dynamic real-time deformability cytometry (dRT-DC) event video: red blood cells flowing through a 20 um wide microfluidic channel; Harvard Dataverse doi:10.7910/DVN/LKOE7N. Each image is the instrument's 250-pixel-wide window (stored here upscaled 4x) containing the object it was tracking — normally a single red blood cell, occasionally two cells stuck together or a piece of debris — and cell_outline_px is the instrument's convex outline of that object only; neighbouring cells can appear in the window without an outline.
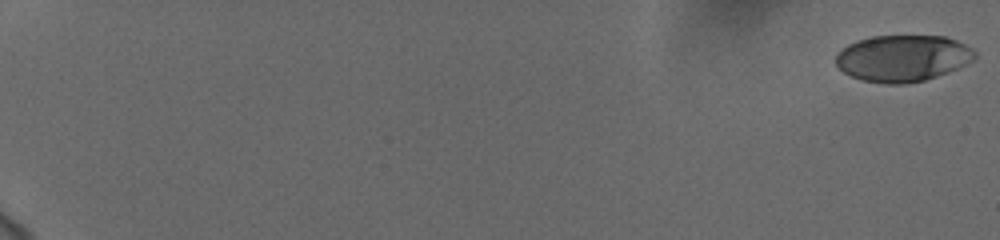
{"species": "human", "species_latin": "Homo sapiens", "temperature_condition": "cold", "stored_images_in_passage": 59, "camera_frame_rate_fps": 3000, "um_per_image_px": 0.085, "donor": {"sex": "female"}, "frame": {"image": 1, "passage_image": 1, "time_ms": 0.0, "image_size_px": [1000, 240], "cell_outline_px": [[976, 56], [972, 60], [948, 72], [924, 80], [904, 84], [888, 84], [860, 80], [844, 72], [836, 64], [836, 56], [848, 44], [856, 40], [872, 36], [944, 36], [956, 40], [972, 48], [976, 52]], "centroid_in_image_um": [76.72, 4.95], "position_along_channel_um": 8.3, "area_um2": 37.45}}
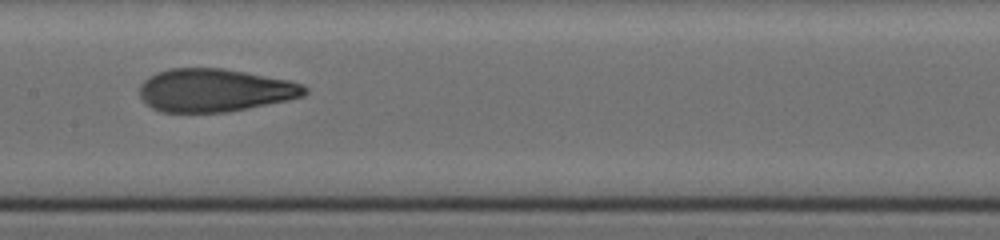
{"frame": {"image": 2, "passage_image": 34, "time_ms": 11.0, "image_size_px": [1000, 240], "cell_outline_px": [[308, 92], [304, 96], [288, 100], [228, 112], [160, 112], [152, 108], [140, 96], [140, 84], [148, 76], [156, 72], [168, 68], [224, 68], [288, 80], [304, 84], [308, 88]], "centroid_in_image_um": [18.26, 7.67], "position_along_channel_um": 189.1, "area_um2": 41.56}}
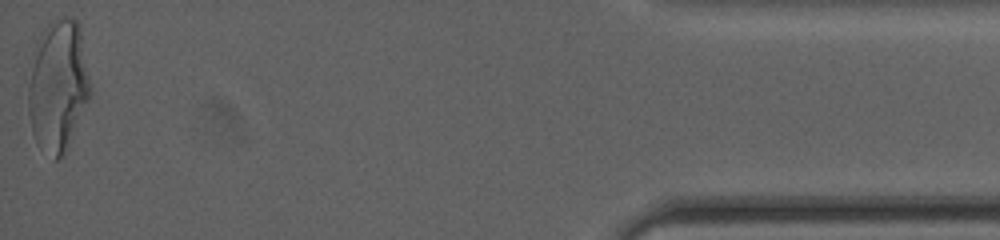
{"frame": {"image": 3, "passage_image": 59, "time_ms": 19.333, "image_size_px": [1000, 240], "cell_outline_px": [[92, 92], [68, 148], [64, 156], [56, 160], [52, 160], [36, 144], [32, 132], [28, 112], [28, 88], [36, 44], [44, 28], [52, 20], [72, 16], [76, 20], [80, 28], [92, 88]], "centroid_in_image_um": [4.95, 7.35], "position_along_channel_um": 430.3, "area_um2": 47.92}, "authors_computed_cell_mechanics": {"area_um2": 40.8646, "velocity_mm_per_s": 3.7302, "shape_relaxation_time_tau1_ms": 4.3453, "shape_relaxation_time_tau2_ms": 1.2505, "deformation_change_tau1": 0.2024, "deformation_change_tau2": 0.0895}}